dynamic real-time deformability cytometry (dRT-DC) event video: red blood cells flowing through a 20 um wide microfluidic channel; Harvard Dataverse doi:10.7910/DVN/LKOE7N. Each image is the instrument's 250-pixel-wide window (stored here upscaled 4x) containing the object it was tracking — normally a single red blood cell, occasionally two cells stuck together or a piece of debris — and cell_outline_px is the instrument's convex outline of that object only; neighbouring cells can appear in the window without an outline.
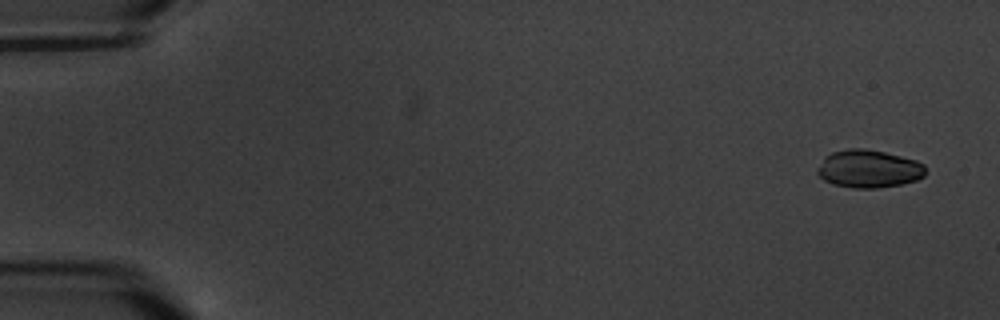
{"species": "common noctule bat (a hibernating species)", "species_latin": "Nyctalus noctula", "temperature_condition": "warm", "stored_images_in_passage": 17, "camera_frame_rate_fps": 3000, "um_per_image_px": 0.085, "animal": {"sex": "male", "body_mass_g": 20.1, "forearm_length_mm": 53.5}, "frame": {"image": 1, "passage_image": 1, "time_ms": 0.0, "image_size_px": [1000, 320], "cell_outline_px": [[924, 176], [916, 180], [900, 184], [876, 188], [856, 188], [832, 184], [824, 180], [816, 172], [816, 168], [824, 156], [832, 152], [848, 148], [864, 148], [884, 152], [916, 160], [924, 164]], "centroid_in_image_um": [73.8, 14.34], "position_along_channel_um": 11.2, "area_um2": 23.87}}
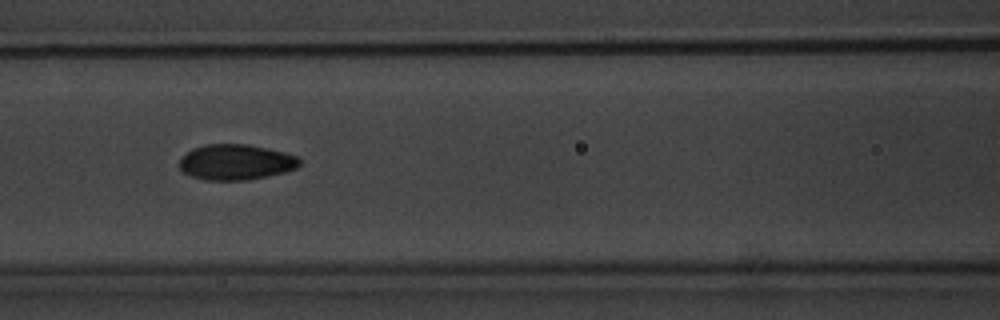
{"frame": {"image": 2, "passage_image": 8, "time_ms": 8.0, "image_size_px": [1000, 320], "cell_outline_px": [[300, 164], [296, 168], [284, 172], [268, 176], [248, 180], [204, 180], [192, 176], [184, 172], [176, 164], [192, 148], [204, 144], [248, 144], [268, 148], [284, 152], [296, 156], [300, 160]], "centroid_in_image_um": [20.04, 13.78], "position_along_channel_um": 146.6, "area_um2": 24.97}}
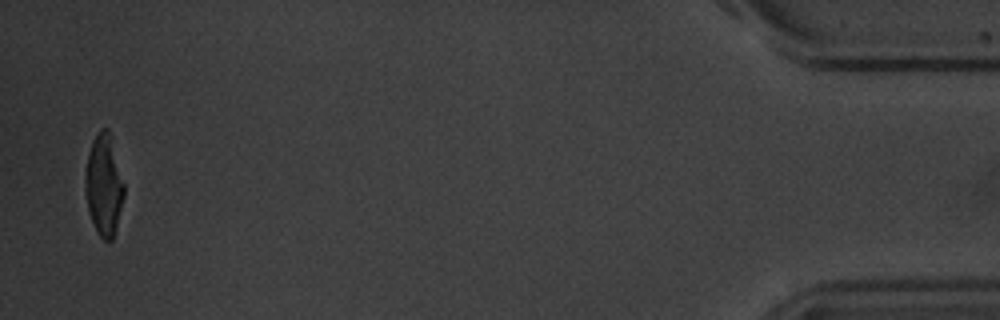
{"frame": {"image": 3, "passage_image": 17, "time_ms": 18.667, "image_size_px": [1000, 320], "cell_outline_px": [[124, 196], [116, 228], [112, 240], [104, 240], [96, 232], [88, 208], [84, 188], [84, 180], [88, 156], [92, 140], [100, 128], [108, 128], [124, 184]], "centroid_in_image_um": [8.82, 15.74], "position_along_channel_um": 426.4, "area_um2": 22.66}, "authors_computed_cell_mechanics": {"area_um2": 24.3916, "velocity_mm_per_s": 3.3935, "shape_relaxation_time_tau1_ms": 2.5507, "shape_relaxation_time_tau2_ms": null, "deformation_change_tau1": 0.1158, "deformation_change_tau2": null}}